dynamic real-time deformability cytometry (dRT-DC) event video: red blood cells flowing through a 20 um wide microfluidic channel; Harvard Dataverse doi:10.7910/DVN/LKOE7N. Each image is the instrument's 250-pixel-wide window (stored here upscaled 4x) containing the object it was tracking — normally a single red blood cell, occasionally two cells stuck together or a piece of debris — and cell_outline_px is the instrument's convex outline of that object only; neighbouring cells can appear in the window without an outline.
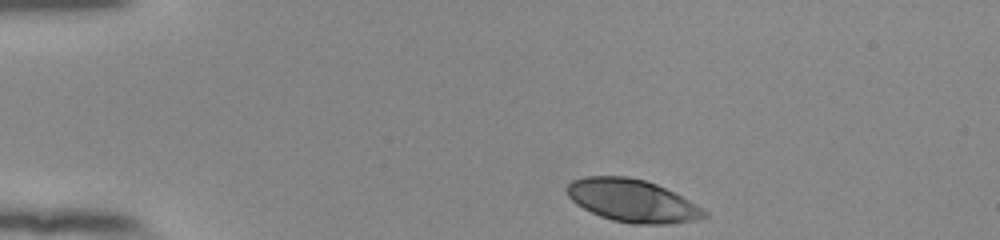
{"species": "human", "species_latin": "Homo sapiens", "temperature_condition": "room temperature", "stored_images_in_passage": 38, "camera_frame_rate_fps": 3000, "um_per_image_px": 0.085, "donor": {"sex": "female"}, "frame": {"image": 1, "passage_image": 1, "time_ms": 0.0, "image_size_px": [1000, 240], "cell_outline_px": [[708, 216], [696, 220], [668, 224], [632, 224], [612, 220], [600, 216], [576, 204], [568, 196], [564, 188], [572, 180], [584, 176], [628, 176], [644, 180], [656, 184], [696, 204], [708, 212]], "centroid_in_image_um": [53.72, 17.06], "position_along_channel_um": 31.3, "area_um2": 34.1}}
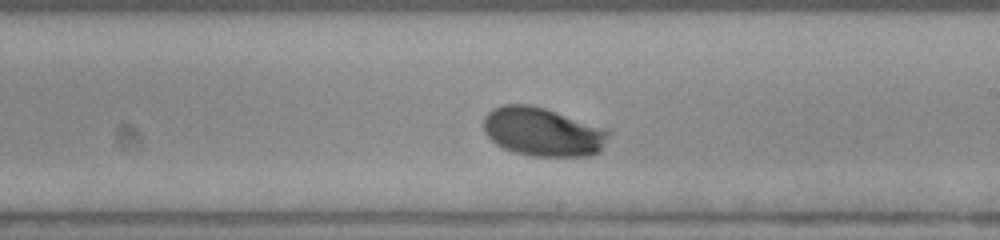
{"frame": {"image": 2, "passage_image": 23, "time_ms": 7.333, "image_size_px": [1000, 240], "cell_outline_px": [[608, 136], [600, 152], [592, 156], [532, 156], [512, 152], [496, 144], [484, 132], [484, 116], [492, 108], [504, 104], [528, 104], [544, 108], [608, 128]], "centroid_in_image_um": [46.13, 11.21], "position_along_channel_um": 242.9, "area_um2": 35.66}}
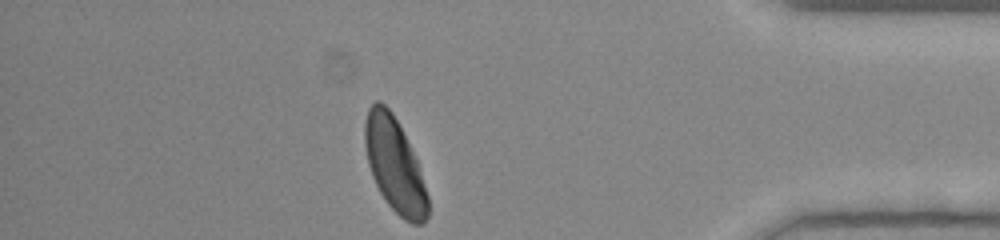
{"frame": {"image": 3, "passage_image": 38, "time_ms": 12.333, "image_size_px": [1000, 240], "cell_outline_px": [[428, 216], [420, 224], [412, 224], [404, 220], [388, 204], [380, 192], [372, 176], [368, 164], [364, 144], [364, 124], [368, 108], [376, 100], [380, 100], [392, 112], [416, 156], [428, 196]], "centroid_in_image_um": [33.53, 14.01], "position_along_channel_um": 401.7, "area_um2": 34.51}, "authors_computed_cell_mechanics": {"area_um2": 34.4488, "velocity_mm_per_s": 3.831, "shape_relaxation_time_tau1_ms": 3.2971, "shape_relaxation_time_tau2_ms": null, "deformation_change_tau1": 0.1815, "deformation_change_tau2": null}}